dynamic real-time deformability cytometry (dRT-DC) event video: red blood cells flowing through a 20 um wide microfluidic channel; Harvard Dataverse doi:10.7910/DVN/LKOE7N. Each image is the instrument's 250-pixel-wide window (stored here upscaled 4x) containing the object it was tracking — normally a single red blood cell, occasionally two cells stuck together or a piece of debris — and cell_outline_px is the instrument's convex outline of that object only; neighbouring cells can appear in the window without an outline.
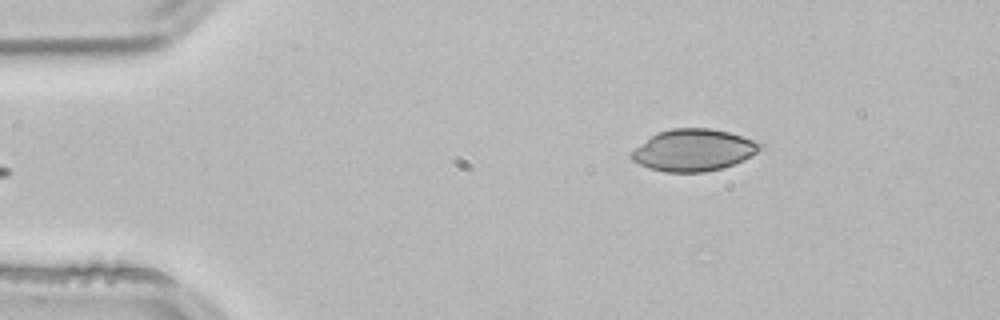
{"species": "common noctule bat (a hibernating species)", "species_latin": "Nyctalus noctula", "temperature_condition": "room temperature", "stored_images_in_passage": 3, "camera_frame_rate_fps": 3000, "um_per_image_px": 0.085, "animal": {"sex": "male", "body_mass_g": 21.5, "forearm_length_mm": 52.0}, "frame": {"image": 1, "passage_image": 3, "time_ms": 0.667, "image_size_px": [1000, 320], "cell_outline_px": [[764, 144], [756, 152], [744, 160], [724, 168], [704, 172], [664, 172], [648, 168], [632, 160], [632, 152], [636, 148], [656, 132], [672, 128], [712, 128], [728, 132]], "centroid_in_image_um": [58.95, 12.76], "position_along_channel_um": 26.1, "area_um2": 31.15}}